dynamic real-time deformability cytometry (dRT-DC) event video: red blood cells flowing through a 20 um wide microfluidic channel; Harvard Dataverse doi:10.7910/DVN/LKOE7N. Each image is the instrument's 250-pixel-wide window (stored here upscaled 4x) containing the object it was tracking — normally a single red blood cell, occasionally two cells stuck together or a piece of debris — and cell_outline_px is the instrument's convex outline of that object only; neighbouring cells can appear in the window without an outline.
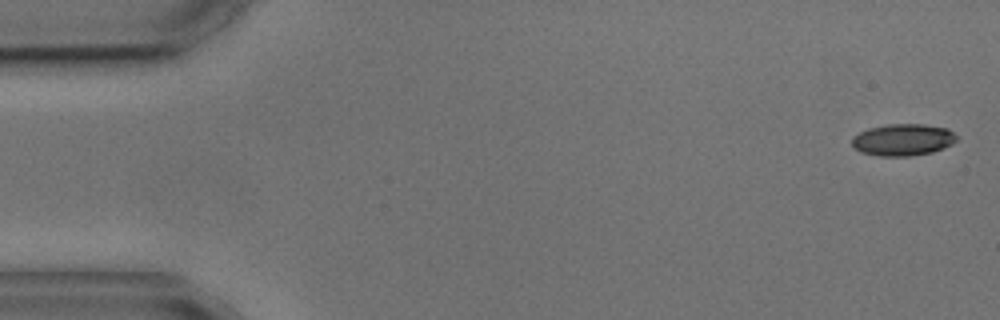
{"species": "common noctule bat (a hibernating species)", "species_latin": "Nyctalus noctula", "temperature_condition": "cold", "stored_images_in_passage": 3, "camera_frame_rate_fps": 3000, "um_per_image_px": 0.085, "animal": {"sex": "male", "body_mass_g": 17.9, "forearm_length_mm": 54.2}, "frame": {"image": 1, "passage_image": 1, "time_ms": 0.0, "image_size_px": [1000, 320], "cell_outline_px": [[956, 140], [952, 144], [944, 148], [932, 152], [908, 156], [880, 156], [860, 152], [852, 144], [852, 136], [868, 128], [888, 124], [924, 124], [948, 128], [956, 136]], "centroid_in_image_um": [76.74, 11.87], "position_along_channel_um": 8.3, "area_um2": 19.42}}